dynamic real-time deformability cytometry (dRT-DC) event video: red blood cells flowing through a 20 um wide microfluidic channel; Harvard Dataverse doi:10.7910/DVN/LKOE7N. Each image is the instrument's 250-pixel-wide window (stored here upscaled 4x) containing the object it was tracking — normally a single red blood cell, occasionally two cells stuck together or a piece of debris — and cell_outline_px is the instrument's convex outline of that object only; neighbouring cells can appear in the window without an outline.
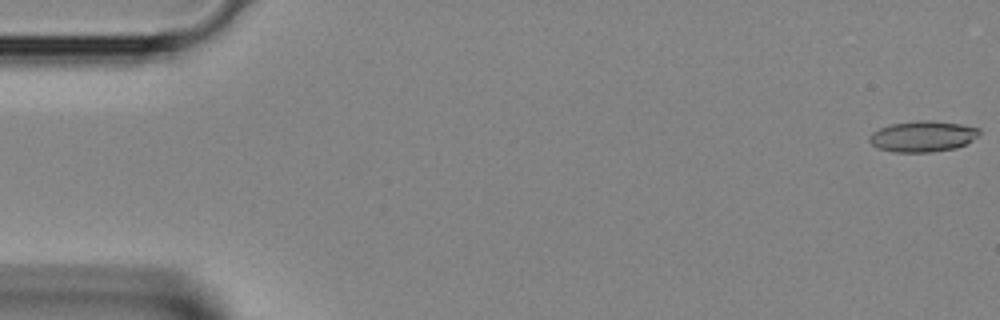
{"species": "Egyptian fruit bat (a non-hibernating species)", "species_latin": "Rousettus aegyptiacus", "temperature_condition": "room temperature", "stored_images_in_passage": 2, "camera_frame_rate_fps": 3000, "um_per_image_px": 0.085, "animal": {"sex": "female"}, "frame": {"image": 1, "passage_image": 1, "time_ms": 0.0, "image_size_px": [1000, 320], "cell_outline_px": [[980, 132], [972, 140], [956, 148], [932, 152], [892, 152], [880, 148], [872, 144], [868, 140], [868, 136], [872, 132], [880, 128], [892, 124], [916, 120], [932, 120], [960, 124], [980, 128]], "centroid_in_image_um": [78.42, 11.58], "position_along_channel_um": 6.6, "area_um2": 19.77}}